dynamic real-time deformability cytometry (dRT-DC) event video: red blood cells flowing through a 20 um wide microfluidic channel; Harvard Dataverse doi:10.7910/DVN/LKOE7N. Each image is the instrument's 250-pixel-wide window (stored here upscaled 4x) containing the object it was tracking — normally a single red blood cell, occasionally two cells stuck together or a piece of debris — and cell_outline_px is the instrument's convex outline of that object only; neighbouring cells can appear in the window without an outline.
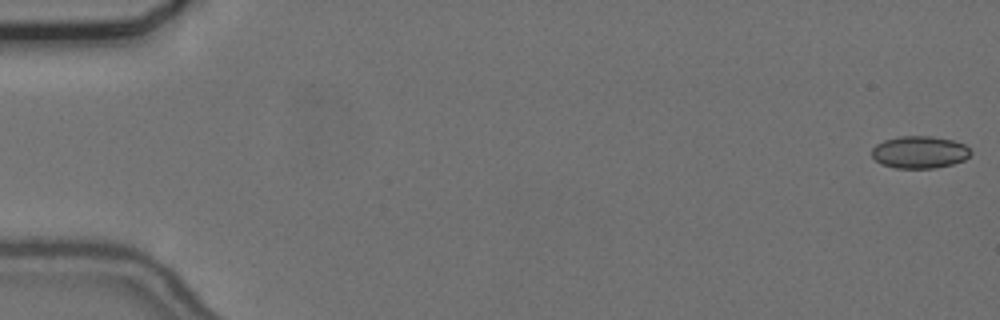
{"species": "common noctule bat (a hibernating species)", "species_latin": "Nyctalus noctula", "temperature_condition": "cold", "stored_images_in_passage": 18, "camera_frame_rate_fps": 3000, "um_per_image_px": 0.085, "animal": {"sex": "female", "body_mass_g": 24.6, "forearm_length_mm": 56.2}, "frame": {"image": 1, "passage_image": 1, "time_ms": 0.0, "image_size_px": [1000, 320], "cell_outline_px": [[972, 152], [964, 160], [952, 164], [936, 168], [896, 168], [880, 164], [872, 156], [872, 148], [876, 144], [884, 140], [900, 136], [932, 136], [952, 140], [964, 144]], "centroid_in_image_um": [78.15, 12.93], "position_along_channel_um": 6.9, "area_um2": 18.61}}
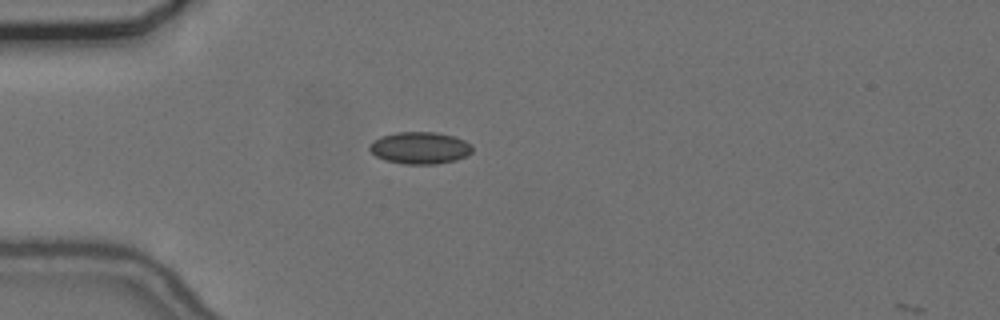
{"frame": {"image": 2, "passage_image": 16, "time_ms": 5.0, "image_size_px": [1000, 320], "cell_outline_px": [[472, 152], [456, 160], [436, 164], [404, 164], [384, 160], [376, 156], [368, 148], [380, 136], [396, 132], [436, 132], [452, 136], [464, 140], [472, 144]], "centroid_in_image_um": [35.7, 12.57], "position_along_channel_um": 49.3, "area_um2": 19.07}}